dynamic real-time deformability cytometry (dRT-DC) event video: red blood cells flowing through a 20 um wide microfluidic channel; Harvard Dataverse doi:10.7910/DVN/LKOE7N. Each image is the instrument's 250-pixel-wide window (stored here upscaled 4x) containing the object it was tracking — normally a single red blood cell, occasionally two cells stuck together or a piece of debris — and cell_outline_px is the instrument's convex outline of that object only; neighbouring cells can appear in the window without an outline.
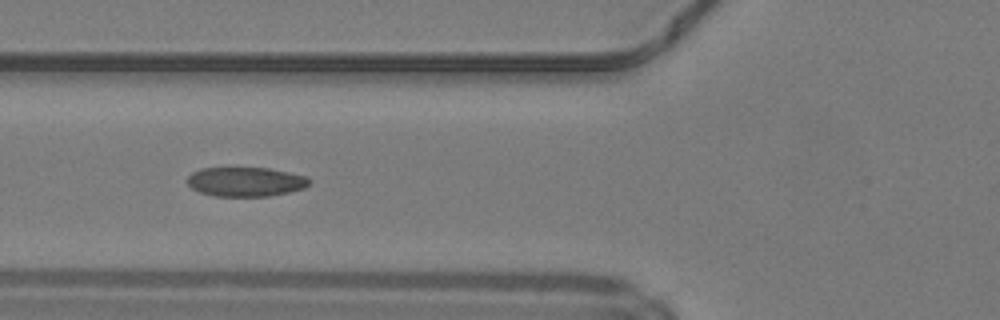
{"species": "common noctule bat (a hibernating species)", "species_latin": "Nyctalus noctula", "temperature_condition": "warm", "stored_images_in_passage": 35, "camera_frame_rate_fps": 3000, "um_per_image_px": 0.085, "animal": {"sex": "male", "body_mass_g": 19.2, "forearm_length_mm": 51.8}, "frame": {"image": 1, "passage_image": 6, "time_ms": 1.667, "image_size_px": [1000, 320], "cell_outline_px": [[312, 180], [304, 188], [288, 192], [268, 196], [216, 196], [200, 192], [192, 188], [188, 184], [188, 176], [192, 172], [200, 168], [268, 168], [288, 172], [304, 176]], "centroid_in_image_um": [20.86, 15.44], "position_along_channel_um": 104.9, "area_um2": 20.69}}
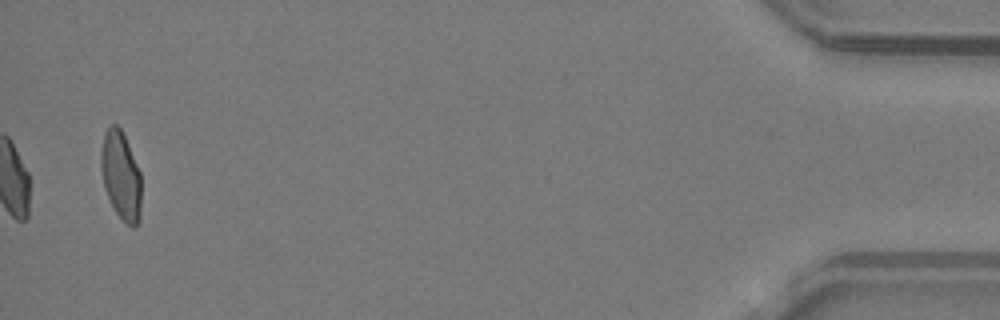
{"frame": {"image": 2, "passage_image": 35, "time_ms": 11.333, "image_size_px": [1000, 320], "cell_outline_px": [[140, 220], [136, 228], [132, 228], [116, 212], [104, 188], [100, 168], [100, 152], [104, 132], [112, 124], [116, 124], [120, 128], [124, 136], [140, 172]], "centroid_in_image_um": [10.26, 14.93], "position_along_channel_um": 424.9, "area_um2": 20.63}, "authors_computed_cell_mechanics": {"area_um2": 21.097, "velocity_mm_per_s": 4.2115, "shape_relaxation_time_tau1_ms": null, "shape_relaxation_time_tau2_ms": 1.2383, "deformation_change_tau1": null, "deformation_change_tau2": 0.0684}}